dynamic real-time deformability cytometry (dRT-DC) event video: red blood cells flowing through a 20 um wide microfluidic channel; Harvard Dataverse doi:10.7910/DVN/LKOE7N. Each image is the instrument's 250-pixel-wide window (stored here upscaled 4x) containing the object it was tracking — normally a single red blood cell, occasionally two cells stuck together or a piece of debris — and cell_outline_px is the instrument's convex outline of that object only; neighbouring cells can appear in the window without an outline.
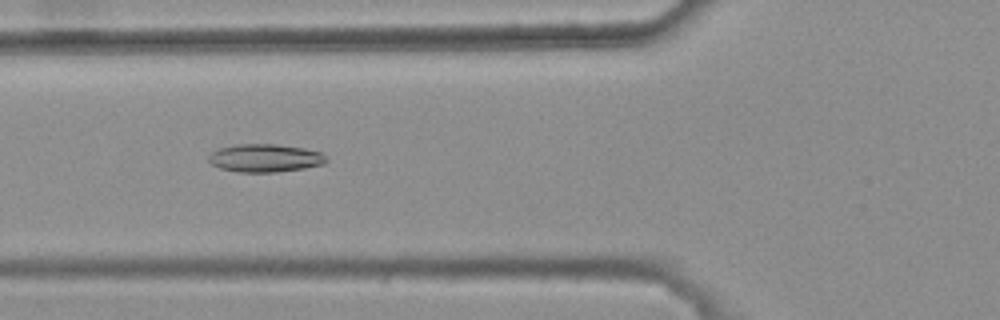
{"species": "common noctule bat (a hibernating species)", "species_latin": "Nyctalus noctula", "temperature_condition": "warm", "stored_images_in_passage": 8, "segment_of_instrument_passage": [1, 2], "camera_frame_rate_fps": 3000, "um_per_image_px": 0.085, "animal": {"sex": "female", "body_mass_g": 25.1}, "frame": {"image": 1, "passage_image": 6, "time_ms": 1.667, "image_size_px": [1000, 320], "cell_outline_px": [[328, 160], [324, 164], [304, 168], [276, 172], [240, 172], [220, 168], [212, 164], [208, 160], [208, 156], [212, 152], [220, 148], [236, 144], [276, 144], [304, 148], [320, 152]], "centroid_in_image_um": [22.52, 13.43], "position_along_channel_um": 103.3, "area_um2": 19.13}}
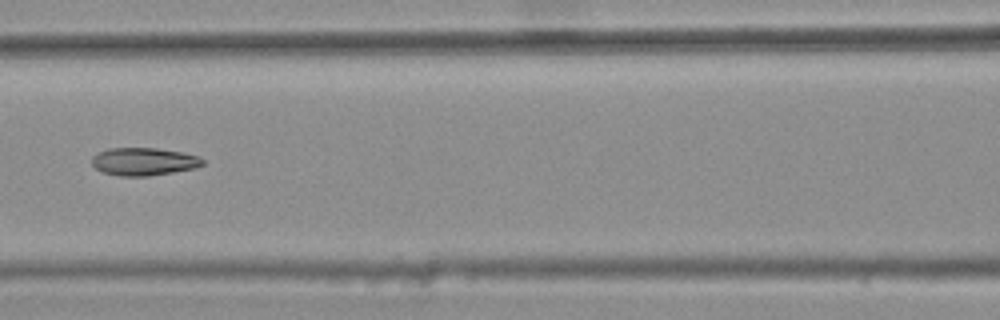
{"frame": {"image": 2, "passage_image": 7, "time_ms": 2.0, "image_size_px": [1000, 320], "cell_outline_px": [[204, 164], [196, 168], [148, 176], [120, 176], [104, 172], [96, 168], [92, 164], [92, 156], [108, 148], [156, 148], [180, 152], [200, 156], [204, 160]], "centroid_in_image_um": [12.24, 13.73], "position_along_channel_um": 154.4, "area_um2": 17.86}}